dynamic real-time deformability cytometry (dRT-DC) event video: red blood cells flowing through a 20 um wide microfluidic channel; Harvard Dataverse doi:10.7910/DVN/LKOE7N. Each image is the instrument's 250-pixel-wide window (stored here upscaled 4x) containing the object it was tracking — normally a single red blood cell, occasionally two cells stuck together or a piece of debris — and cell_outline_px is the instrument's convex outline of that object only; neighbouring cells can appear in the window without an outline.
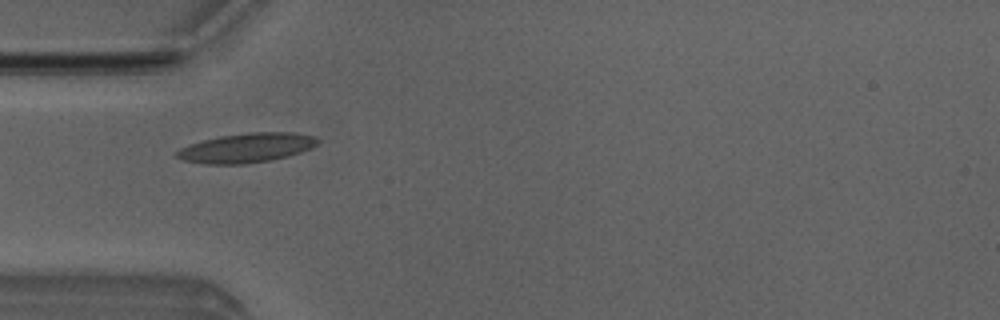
{"species": "Egyptian fruit bat (a non-hibernating species)", "species_latin": "Rousettus aegyptiacus", "temperature_condition": "room temperature", "stored_images_in_passage": 10, "camera_frame_rate_fps": 3000, "um_per_image_px": 0.085, "animal": {"sex": "male"}, "frame": {"image": 1, "passage_image": 6, "time_ms": 6.0, "image_size_px": [1000, 320], "cell_outline_px": [[320, 140], [316, 144], [300, 152], [288, 156], [272, 160], [244, 164], [204, 164], [184, 160], [176, 156], [176, 152], [180, 148], [188, 144], [220, 136], [248, 132], [292, 132], [316, 136]], "centroid_in_image_um": [20.95, 12.56], "position_along_channel_um": 64.0, "area_um2": 24.1}}
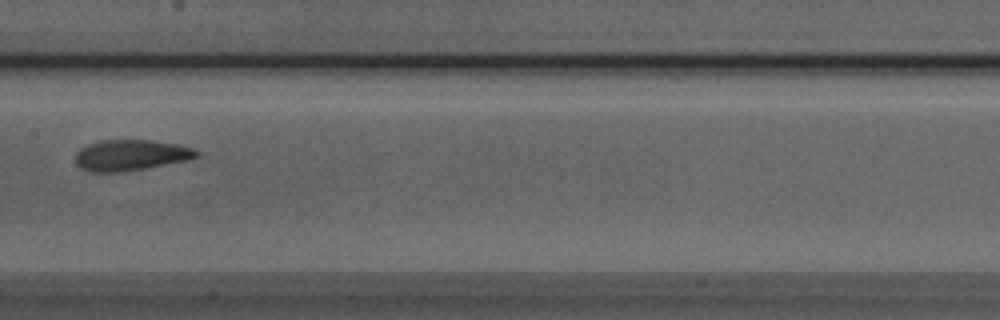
{"frame": {"image": 2, "passage_image": 9, "time_ms": 9.333, "image_size_px": [1000, 320], "cell_outline_px": [[200, 156], [184, 160], [144, 168], [120, 172], [88, 172], [80, 168], [76, 164], [76, 152], [80, 148], [88, 144], [100, 140], [152, 140], [176, 144], [192, 148], [200, 152]], "centroid_in_image_um": [11.06, 13.18], "position_along_channel_um": 196.3, "area_um2": 21.68}}
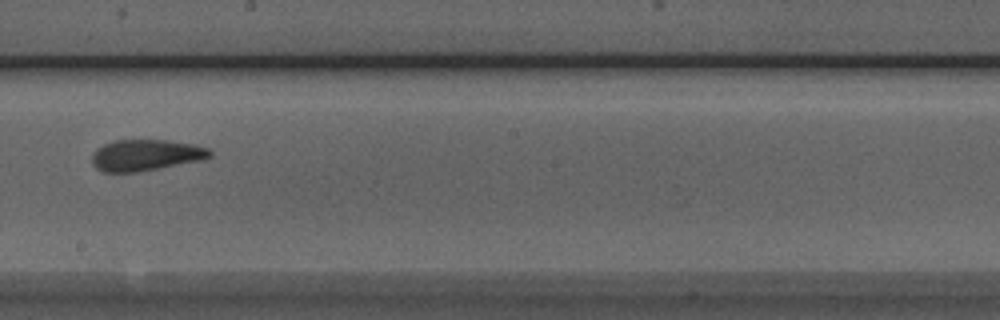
{"frame": {"image": 3, "passage_image": 10, "time_ms": 10.333, "image_size_px": [1000, 320], "cell_outline_px": [[212, 156], [204, 160], [136, 172], [100, 172], [92, 164], [92, 152], [96, 148], [112, 140], [164, 140], [196, 144], [208, 148], [212, 152]], "centroid_in_image_um": [12.38, 13.18], "position_along_channel_um": 235.8, "area_um2": 21.73}}